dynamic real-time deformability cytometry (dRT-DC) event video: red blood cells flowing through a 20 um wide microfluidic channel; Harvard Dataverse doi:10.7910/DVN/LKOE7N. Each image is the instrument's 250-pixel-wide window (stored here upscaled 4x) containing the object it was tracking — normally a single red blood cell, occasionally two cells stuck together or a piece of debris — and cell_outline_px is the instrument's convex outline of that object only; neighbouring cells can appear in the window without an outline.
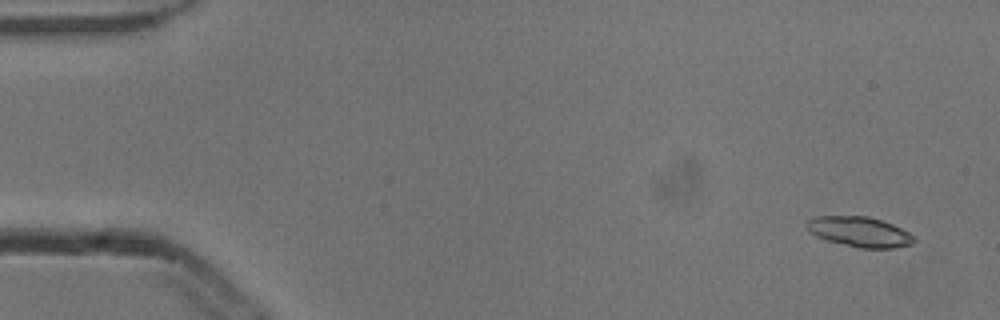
{"species": "common noctule bat (a hibernating species)", "species_latin": "Nyctalus noctula", "temperature_condition": "cold", "stored_images_in_passage": 6, "camera_frame_rate_fps": 3000, "um_per_image_px": 0.085, "animal": {"sex": "male", "body_mass_g": 13.3}, "frame": {"image": 1, "passage_image": 1, "time_ms": 0.0, "image_size_px": [1000, 320], "cell_outline_px": [[916, 240], [912, 244], [896, 248], [860, 248], [828, 240], [816, 236], [804, 224], [812, 216], [868, 216], [892, 224], [916, 236]], "centroid_in_image_um": [73.08, 19.7], "position_along_channel_um": 11.9, "area_um2": 18.79}}